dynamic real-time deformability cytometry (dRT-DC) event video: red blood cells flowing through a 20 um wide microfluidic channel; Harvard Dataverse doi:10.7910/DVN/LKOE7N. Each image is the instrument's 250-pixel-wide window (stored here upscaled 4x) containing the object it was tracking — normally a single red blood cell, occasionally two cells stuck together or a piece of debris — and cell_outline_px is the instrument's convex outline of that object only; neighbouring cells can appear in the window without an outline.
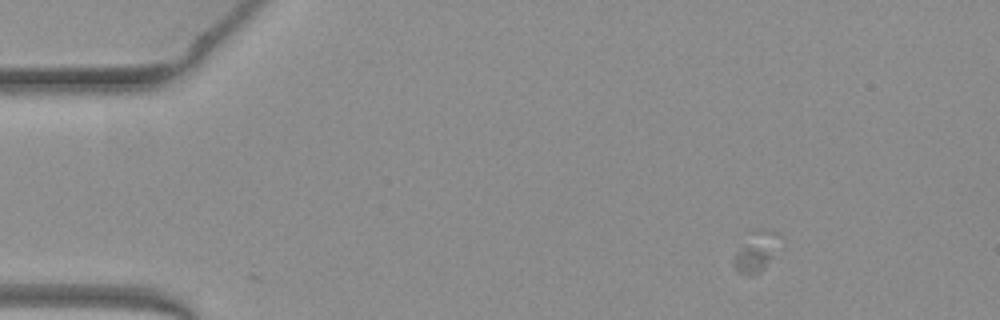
{"species": "common noctule bat (a hibernating species)", "species_latin": "Nyctalus noctula", "temperature_condition": "warm", "stored_images_in_passage": 32, "camera_frame_rate_fps": 3000, "um_per_image_px": 0.085, "animal": {"sex": "female", "body_mass_g": 19.3, "forearm_length_mm": 54.1}, "frame": {"image": 1, "passage_image": 5, "time_ms": 1.333, "image_size_px": [1000, 320], "cell_outline_px": [[780, 236], [764, 268], [760, 272], [748, 276], [744, 276], [736, 272], [732, 264], [732, 256], [752, 228], [760, 228], [776, 232]], "centroid_in_image_um": [64.14, 21.38], "position_along_channel_um": 20.9, "area_um2": 10.75}}